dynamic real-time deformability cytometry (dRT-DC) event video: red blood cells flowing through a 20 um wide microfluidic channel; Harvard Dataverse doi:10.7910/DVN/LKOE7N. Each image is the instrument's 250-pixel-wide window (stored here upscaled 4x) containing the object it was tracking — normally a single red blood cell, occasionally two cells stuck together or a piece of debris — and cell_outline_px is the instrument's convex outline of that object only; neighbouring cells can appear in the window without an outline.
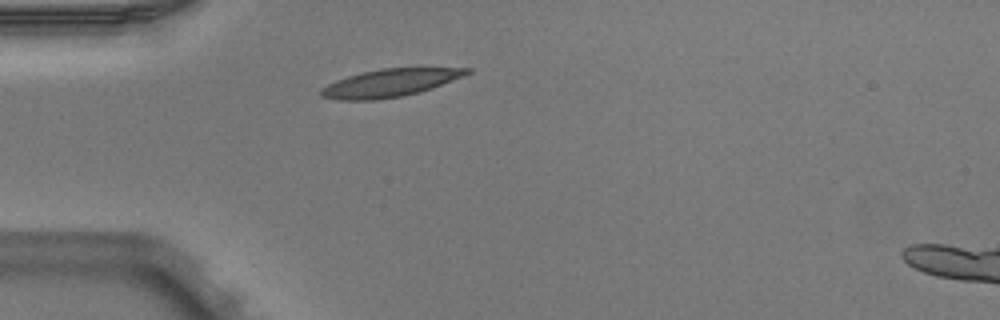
{"species": "Egyptian fruit bat (a non-hibernating species)", "species_latin": "Rousettus aegyptiacus", "temperature_condition": "warm", "stored_images_in_passage": 1, "camera_frame_rate_fps": 3000, "um_per_image_px": 0.085, "animal": {"sex": "male"}, "frame": {"image": 1, "passage_image": 1, "time_ms": 0.0, "image_size_px": [1000, 320], "cell_outline_px": [[472, 72], [432, 88], [420, 92], [404, 96], [376, 100], [340, 100], [320, 96], [320, 88], [336, 80], [348, 76], [380, 68], [472, 68]], "centroid_in_image_um": [33.12, 7.05], "position_along_channel_um": 51.9, "area_um2": 23.47}}